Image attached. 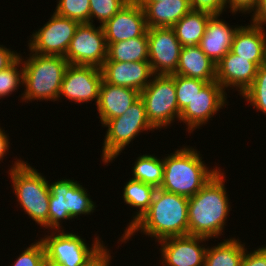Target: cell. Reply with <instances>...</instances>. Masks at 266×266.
Segmentation results:
<instances>
[{"mask_svg":"<svg viewBox=\"0 0 266 266\" xmlns=\"http://www.w3.org/2000/svg\"><path fill=\"white\" fill-rule=\"evenodd\" d=\"M29 57L22 58L23 102L58 101L64 72L69 65L64 56L41 55L29 50ZM27 58V59H26Z\"/></svg>","mask_w":266,"mask_h":266,"instance_id":"obj_4","label":"cell"},{"mask_svg":"<svg viewBox=\"0 0 266 266\" xmlns=\"http://www.w3.org/2000/svg\"><path fill=\"white\" fill-rule=\"evenodd\" d=\"M174 83L178 108L181 112L189 103H191V100L200 92L207 82L174 74Z\"/></svg>","mask_w":266,"mask_h":266,"instance_id":"obj_31","label":"cell"},{"mask_svg":"<svg viewBox=\"0 0 266 266\" xmlns=\"http://www.w3.org/2000/svg\"><path fill=\"white\" fill-rule=\"evenodd\" d=\"M106 43L126 41L147 32L144 9L130 0L119 12L102 25Z\"/></svg>","mask_w":266,"mask_h":266,"instance_id":"obj_16","label":"cell"},{"mask_svg":"<svg viewBox=\"0 0 266 266\" xmlns=\"http://www.w3.org/2000/svg\"><path fill=\"white\" fill-rule=\"evenodd\" d=\"M138 4L144 9L147 28L172 27L191 10L190 0Z\"/></svg>","mask_w":266,"mask_h":266,"instance_id":"obj_23","label":"cell"},{"mask_svg":"<svg viewBox=\"0 0 266 266\" xmlns=\"http://www.w3.org/2000/svg\"><path fill=\"white\" fill-rule=\"evenodd\" d=\"M41 266H64V265L56 263L45 257Z\"/></svg>","mask_w":266,"mask_h":266,"instance_id":"obj_42","label":"cell"},{"mask_svg":"<svg viewBox=\"0 0 266 266\" xmlns=\"http://www.w3.org/2000/svg\"><path fill=\"white\" fill-rule=\"evenodd\" d=\"M212 16L211 13L191 9L172 26L180 44L182 46L199 45Z\"/></svg>","mask_w":266,"mask_h":266,"instance_id":"obj_24","label":"cell"},{"mask_svg":"<svg viewBox=\"0 0 266 266\" xmlns=\"http://www.w3.org/2000/svg\"><path fill=\"white\" fill-rule=\"evenodd\" d=\"M107 59L115 62L148 61L149 47L147 32L126 41L107 43Z\"/></svg>","mask_w":266,"mask_h":266,"instance_id":"obj_25","label":"cell"},{"mask_svg":"<svg viewBox=\"0 0 266 266\" xmlns=\"http://www.w3.org/2000/svg\"><path fill=\"white\" fill-rule=\"evenodd\" d=\"M79 24L54 12L43 27L33 32L27 47L41 55L65 56Z\"/></svg>","mask_w":266,"mask_h":266,"instance_id":"obj_11","label":"cell"},{"mask_svg":"<svg viewBox=\"0 0 266 266\" xmlns=\"http://www.w3.org/2000/svg\"><path fill=\"white\" fill-rule=\"evenodd\" d=\"M197 149L184 146L163 157L164 175L160 189L187 198L195 195L221 169H209Z\"/></svg>","mask_w":266,"mask_h":266,"instance_id":"obj_3","label":"cell"},{"mask_svg":"<svg viewBox=\"0 0 266 266\" xmlns=\"http://www.w3.org/2000/svg\"><path fill=\"white\" fill-rule=\"evenodd\" d=\"M21 85L23 86V64L19 57L8 68L0 71V99L9 97Z\"/></svg>","mask_w":266,"mask_h":266,"instance_id":"obj_32","label":"cell"},{"mask_svg":"<svg viewBox=\"0 0 266 266\" xmlns=\"http://www.w3.org/2000/svg\"><path fill=\"white\" fill-rule=\"evenodd\" d=\"M225 172L219 171L202 189L188 199L189 235L208 239L223 235L230 212Z\"/></svg>","mask_w":266,"mask_h":266,"instance_id":"obj_2","label":"cell"},{"mask_svg":"<svg viewBox=\"0 0 266 266\" xmlns=\"http://www.w3.org/2000/svg\"><path fill=\"white\" fill-rule=\"evenodd\" d=\"M174 74L206 82L216 81V64L201 50L199 45L183 46Z\"/></svg>","mask_w":266,"mask_h":266,"instance_id":"obj_22","label":"cell"},{"mask_svg":"<svg viewBox=\"0 0 266 266\" xmlns=\"http://www.w3.org/2000/svg\"><path fill=\"white\" fill-rule=\"evenodd\" d=\"M188 199L157 188L150 207L122 234L119 239L121 245L129 242L138 231L146 237L154 238L155 242L168 237L188 235Z\"/></svg>","mask_w":266,"mask_h":266,"instance_id":"obj_1","label":"cell"},{"mask_svg":"<svg viewBox=\"0 0 266 266\" xmlns=\"http://www.w3.org/2000/svg\"><path fill=\"white\" fill-rule=\"evenodd\" d=\"M11 50L0 44V71L8 68L19 58L20 53Z\"/></svg>","mask_w":266,"mask_h":266,"instance_id":"obj_38","label":"cell"},{"mask_svg":"<svg viewBox=\"0 0 266 266\" xmlns=\"http://www.w3.org/2000/svg\"><path fill=\"white\" fill-rule=\"evenodd\" d=\"M156 189L153 185L131 178L126 182L122 197L124 203L133 209L135 208L136 212L134 211L135 215H132L133 219L129 221L124 232L150 207Z\"/></svg>","mask_w":266,"mask_h":266,"instance_id":"obj_27","label":"cell"},{"mask_svg":"<svg viewBox=\"0 0 266 266\" xmlns=\"http://www.w3.org/2000/svg\"><path fill=\"white\" fill-rule=\"evenodd\" d=\"M164 164L163 158L160 159L154 154H143L137 157L132 167V178L160 188L163 182Z\"/></svg>","mask_w":266,"mask_h":266,"instance_id":"obj_28","label":"cell"},{"mask_svg":"<svg viewBox=\"0 0 266 266\" xmlns=\"http://www.w3.org/2000/svg\"><path fill=\"white\" fill-rule=\"evenodd\" d=\"M231 51L258 67L266 63V31L253 24L240 26L235 32Z\"/></svg>","mask_w":266,"mask_h":266,"instance_id":"obj_21","label":"cell"},{"mask_svg":"<svg viewBox=\"0 0 266 266\" xmlns=\"http://www.w3.org/2000/svg\"><path fill=\"white\" fill-rule=\"evenodd\" d=\"M253 109L266 115V63L259 66L252 85L242 95Z\"/></svg>","mask_w":266,"mask_h":266,"instance_id":"obj_29","label":"cell"},{"mask_svg":"<svg viewBox=\"0 0 266 266\" xmlns=\"http://www.w3.org/2000/svg\"><path fill=\"white\" fill-rule=\"evenodd\" d=\"M44 258L45 249L42 242L38 239L27 248H24V251L20 253L11 266H41Z\"/></svg>","mask_w":266,"mask_h":266,"instance_id":"obj_34","label":"cell"},{"mask_svg":"<svg viewBox=\"0 0 266 266\" xmlns=\"http://www.w3.org/2000/svg\"><path fill=\"white\" fill-rule=\"evenodd\" d=\"M55 13L81 23H90V0H57Z\"/></svg>","mask_w":266,"mask_h":266,"instance_id":"obj_30","label":"cell"},{"mask_svg":"<svg viewBox=\"0 0 266 266\" xmlns=\"http://www.w3.org/2000/svg\"><path fill=\"white\" fill-rule=\"evenodd\" d=\"M139 97L140 92L135 89L111 85L102 80L96 105L101 126L124 114Z\"/></svg>","mask_w":266,"mask_h":266,"instance_id":"obj_19","label":"cell"},{"mask_svg":"<svg viewBox=\"0 0 266 266\" xmlns=\"http://www.w3.org/2000/svg\"><path fill=\"white\" fill-rule=\"evenodd\" d=\"M148 61L154 74H174L177 70L182 45L172 27L147 28Z\"/></svg>","mask_w":266,"mask_h":266,"instance_id":"obj_14","label":"cell"},{"mask_svg":"<svg viewBox=\"0 0 266 266\" xmlns=\"http://www.w3.org/2000/svg\"><path fill=\"white\" fill-rule=\"evenodd\" d=\"M130 0H90V23L99 21L102 26L119 12Z\"/></svg>","mask_w":266,"mask_h":266,"instance_id":"obj_33","label":"cell"},{"mask_svg":"<svg viewBox=\"0 0 266 266\" xmlns=\"http://www.w3.org/2000/svg\"><path fill=\"white\" fill-rule=\"evenodd\" d=\"M251 15L250 23L264 29L266 26V0H258L256 9Z\"/></svg>","mask_w":266,"mask_h":266,"instance_id":"obj_37","label":"cell"},{"mask_svg":"<svg viewBox=\"0 0 266 266\" xmlns=\"http://www.w3.org/2000/svg\"><path fill=\"white\" fill-rule=\"evenodd\" d=\"M107 246H104L90 261H88L84 266H110L111 253Z\"/></svg>","mask_w":266,"mask_h":266,"instance_id":"obj_39","label":"cell"},{"mask_svg":"<svg viewBox=\"0 0 266 266\" xmlns=\"http://www.w3.org/2000/svg\"><path fill=\"white\" fill-rule=\"evenodd\" d=\"M8 171L19 207L29 218L48 229L50 188L48 180L24 160L14 159Z\"/></svg>","mask_w":266,"mask_h":266,"instance_id":"obj_5","label":"cell"},{"mask_svg":"<svg viewBox=\"0 0 266 266\" xmlns=\"http://www.w3.org/2000/svg\"><path fill=\"white\" fill-rule=\"evenodd\" d=\"M50 188L48 230L61 231L63 220H74L82 215H89L96 210L85 187L77 180L58 179L48 183ZM62 221V222H61ZM62 227V228H61Z\"/></svg>","mask_w":266,"mask_h":266,"instance_id":"obj_6","label":"cell"},{"mask_svg":"<svg viewBox=\"0 0 266 266\" xmlns=\"http://www.w3.org/2000/svg\"><path fill=\"white\" fill-rule=\"evenodd\" d=\"M258 66L231 50L216 64V81L226 91L232 87L242 96L252 85L257 74Z\"/></svg>","mask_w":266,"mask_h":266,"instance_id":"obj_17","label":"cell"},{"mask_svg":"<svg viewBox=\"0 0 266 266\" xmlns=\"http://www.w3.org/2000/svg\"><path fill=\"white\" fill-rule=\"evenodd\" d=\"M221 15H213L199 44L201 50L217 64L230 50L235 32L240 25H231Z\"/></svg>","mask_w":266,"mask_h":266,"instance_id":"obj_20","label":"cell"},{"mask_svg":"<svg viewBox=\"0 0 266 266\" xmlns=\"http://www.w3.org/2000/svg\"><path fill=\"white\" fill-rule=\"evenodd\" d=\"M102 147L101 159L103 164L115 161L126 146L134 141L143 131L156 130L149 122L144 103L139 97L127 111L119 117L108 120Z\"/></svg>","mask_w":266,"mask_h":266,"instance_id":"obj_7","label":"cell"},{"mask_svg":"<svg viewBox=\"0 0 266 266\" xmlns=\"http://www.w3.org/2000/svg\"><path fill=\"white\" fill-rule=\"evenodd\" d=\"M50 233L39 239L44 246L45 257L64 266H84L105 245L96 234L89 247L77 233L65 230Z\"/></svg>","mask_w":266,"mask_h":266,"instance_id":"obj_9","label":"cell"},{"mask_svg":"<svg viewBox=\"0 0 266 266\" xmlns=\"http://www.w3.org/2000/svg\"><path fill=\"white\" fill-rule=\"evenodd\" d=\"M140 98L147 118L156 130L171 126L175 120L179 122L174 74H154L151 82L140 92Z\"/></svg>","mask_w":266,"mask_h":266,"instance_id":"obj_8","label":"cell"},{"mask_svg":"<svg viewBox=\"0 0 266 266\" xmlns=\"http://www.w3.org/2000/svg\"><path fill=\"white\" fill-rule=\"evenodd\" d=\"M227 92L217 81L207 82L200 92L181 112L179 121L186 124L188 133L207 124L213 116L223 109L227 101Z\"/></svg>","mask_w":266,"mask_h":266,"instance_id":"obj_13","label":"cell"},{"mask_svg":"<svg viewBox=\"0 0 266 266\" xmlns=\"http://www.w3.org/2000/svg\"><path fill=\"white\" fill-rule=\"evenodd\" d=\"M256 250L264 257L266 261V245L265 246L262 245L261 247H258Z\"/></svg>","mask_w":266,"mask_h":266,"instance_id":"obj_43","label":"cell"},{"mask_svg":"<svg viewBox=\"0 0 266 266\" xmlns=\"http://www.w3.org/2000/svg\"><path fill=\"white\" fill-rule=\"evenodd\" d=\"M107 49L102 26L95 27V23H81L64 57L71 65L101 68L107 59Z\"/></svg>","mask_w":266,"mask_h":266,"instance_id":"obj_10","label":"cell"},{"mask_svg":"<svg viewBox=\"0 0 266 266\" xmlns=\"http://www.w3.org/2000/svg\"><path fill=\"white\" fill-rule=\"evenodd\" d=\"M245 244L239 238L230 237L213 247L208 246L205 266H240L243 255L248 249Z\"/></svg>","mask_w":266,"mask_h":266,"instance_id":"obj_26","label":"cell"},{"mask_svg":"<svg viewBox=\"0 0 266 266\" xmlns=\"http://www.w3.org/2000/svg\"><path fill=\"white\" fill-rule=\"evenodd\" d=\"M240 266H266V261L257 250L248 252L246 249Z\"/></svg>","mask_w":266,"mask_h":266,"instance_id":"obj_40","label":"cell"},{"mask_svg":"<svg viewBox=\"0 0 266 266\" xmlns=\"http://www.w3.org/2000/svg\"><path fill=\"white\" fill-rule=\"evenodd\" d=\"M192 10L205 11L212 15H222L228 8L227 0H190Z\"/></svg>","mask_w":266,"mask_h":266,"instance_id":"obj_35","label":"cell"},{"mask_svg":"<svg viewBox=\"0 0 266 266\" xmlns=\"http://www.w3.org/2000/svg\"><path fill=\"white\" fill-rule=\"evenodd\" d=\"M9 134L5 132L4 129L0 127V161L4 159L10 147ZM1 164V163H0Z\"/></svg>","mask_w":266,"mask_h":266,"instance_id":"obj_41","label":"cell"},{"mask_svg":"<svg viewBox=\"0 0 266 266\" xmlns=\"http://www.w3.org/2000/svg\"><path fill=\"white\" fill-rule=\"evenodd\" d=\"M210 239L202 236H173L158 241L162 266H205L207 245ZM206 247V248H205Z\"/></svg>","mask_w":266,"mask_h":266,"instance_id":"obj_15","label":"cell"},{"mask_svg":"<svg viewBox=\"0 0 266 266\" xmlns=\"http://www.w3.org/2000/svg\"><path fill=\"white\" fill-rule=\"evenodd\" d=\"M137 3H157L163 0H135Z\"/></svg>","mask_w":266,"mask_h":266,"instance_id":"obj_44","label":"cell"},{"mask_svg":"<svg viewBox=\"0 0 266 266\" xmlns=\"http://www.w3.org/2000/svg\"><path fill=\"white\" fill-rule=\"evenodd\" d=\"M103 80L115 86H123L141 92L154 75L149 61H104L101 67Z\"/></svg>","mask_w":266,"mask_h":266,"instance_id":"obj_18","label":"cell"},{"mask_svg":"<svg viewBox=\"0 0 266 266\" xmlns=\"http://www.w3.org/2000/svg\"><path fill=\"white\" fill-rule=\"evenodd\" d=\"M102 80L101 68L69 64L64 72L58 101L65 97L75 104L95 101L97 105Z\"/></svg>","mask_w":266,"mask_h":266,"instance_id":"obj_12","label":"cell"},{"mask_svg":"<svg viewBox=\"0 0 266 266\" xmlns=\"http://www.w3.org/2000/svg\"><path fill=\"white\" fill-rule=\"evenodd\" d=\"M258 4V0H227L228 8H230L229 12L232 14L238 13H252Z\"/></svg>","mask_w":266,"mask_h":266,"instance_id":"obj_36","label":"cell"}]
</instances>
